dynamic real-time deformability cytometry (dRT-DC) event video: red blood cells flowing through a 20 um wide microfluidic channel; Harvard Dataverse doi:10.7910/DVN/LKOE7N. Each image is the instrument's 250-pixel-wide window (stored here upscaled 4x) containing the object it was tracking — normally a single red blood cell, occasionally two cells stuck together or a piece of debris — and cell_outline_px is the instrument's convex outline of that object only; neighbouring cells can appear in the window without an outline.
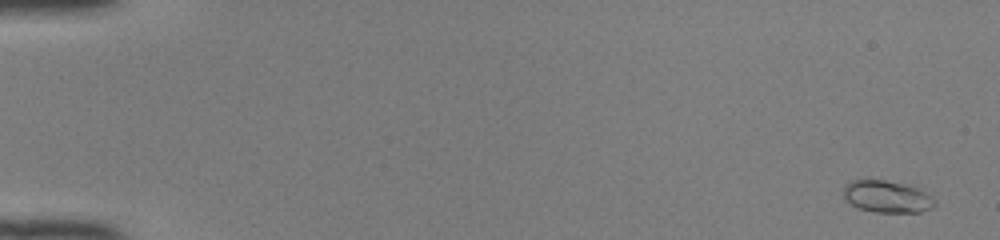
{"species": "common noctule bat (a hibernating species)", "species_latin": "Nyctalus noctula", "temperature_condition": "room temperature", "stored_images_in_passage": 51, "camera_frame_rate_fps": 3000, "um_per_image_px": 0.085, "animal": {"sex": "female", "body_mass_g": 22.0, "forearm_length_mm": 56.7}, "frame": {"image": 1, "passage_image": 3, "time_ms": 0.667, "image_size_px": [1000, 240], "cell_outline_px": [[936, 204], [932, 208], [920, 212], [876, 212], [860, 208], [844, 200], [844, 184], [852, 180], [884, 180], [904, 184], [920, 188], [932, 196], [936, 200]], "centroid_in_image_um": [75.42, 16.71], "position_along_channel_um": 9.6, "area_um2": 17.11}}
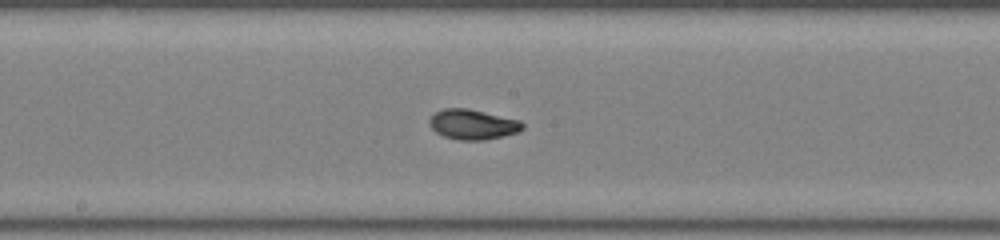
{"frame": {"image": 2, "passage_image": 29, "time_ms": 9.333, "image_size_px": [1000, 240], "cell_outline_px": [[524, 128], [520, 132], [504, 136], [484, 140], [460, 140], [444, 136], [436, 132], [428, 124], [428, 120], [436, 112], [444, 108], [468, 108], [520, 120], [524, 124]], "centroid_in_image_um": [40.21, 10.58], "position_along_channel_um": 208.0, "area_um2": 16.42}}
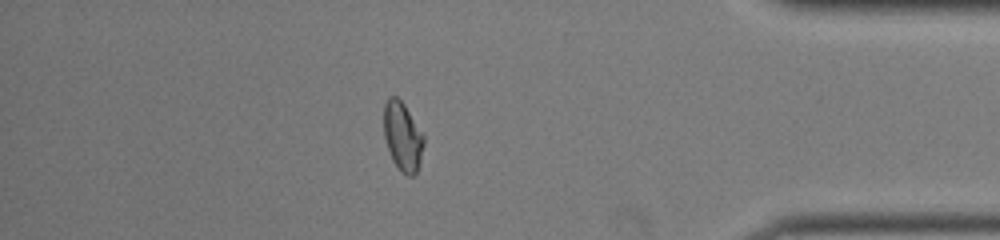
{"frame": {"image": 3, "passage_image": 45, "time_ms": 14.667, "image_size_px": [1000, 240], "cell_outline_px": [[424, 144], [420, 160], [416, 172], [412, 176], [408, 176], [400, 172], [392, 160], [384, 136], [384, 104], [388, 96], [396, 96], [404, 104], [424, 136]], "centroid_in_image_um": [34.21, 11.6], "position_along_channel_um": 401.0, "area_um2": 15.95}, "authors_computed_cell_mechanics": {"area_um2": 15.9528, "velocity_mm_per_s": 4.1535, "shape_relaxation_time_tau1_ms": 2.9611, "shape_relaxation_time_tau2_ms": 1.1545, "deformation_change_tau1": 0.1385, "deformation_change_tau2": 0.0435}}